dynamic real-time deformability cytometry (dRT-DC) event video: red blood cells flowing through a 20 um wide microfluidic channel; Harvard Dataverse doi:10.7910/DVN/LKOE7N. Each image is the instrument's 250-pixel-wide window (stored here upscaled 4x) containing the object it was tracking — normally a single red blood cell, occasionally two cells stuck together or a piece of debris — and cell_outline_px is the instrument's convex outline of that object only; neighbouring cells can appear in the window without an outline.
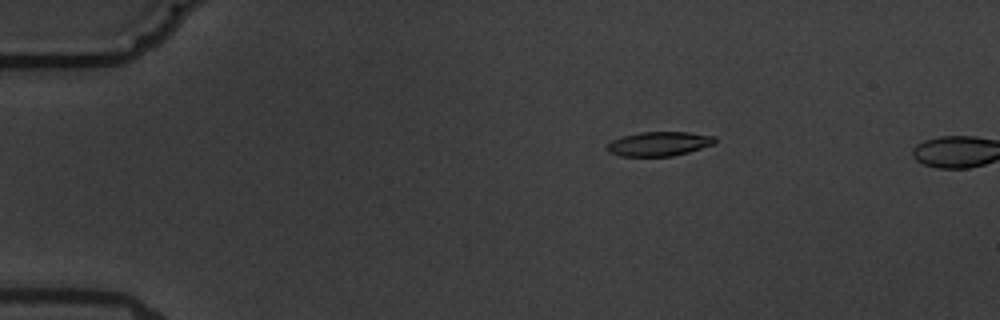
{"species": "common noctule bat (a hibernating species)", "species_latin": "Nyctalus noctula", "temperature_condition": "warm", "stored_images_in_passage": 4, "camera_frame_rate_fps": 3000, "um_per_image_px": 0.085, "animal": {"sex": "male", "body_mass_g": 19.5, "forearm_length_mm": 54.6}, "frame": {"image": 1, "passage_image": 3, "time_ms": 3.333, "image_size_px": [1000, 320], "cell_outline_px": [[716, 144], [688, 152], [672, 156], [620, 156], [608, 152], [604, 148], [612, 140], [620, 136], [640, 132], [688, 132], [716, 136]], "centroid_in_image_um": [56.01, 12.22], "position_along_channel_um": 29.0, "area_um2": 15.49}}